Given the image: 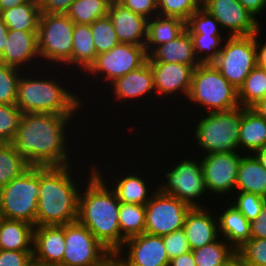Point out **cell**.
<instances>
[{
	"instance_id": "1",
	"label": "cell",
	"mask_w": 266,
	"mask_h": 266,
	"mask_svg": "<svg viewBox=\"0 0 266 266\" xmlns=\"http://www.w3.org/2000/svg\"><path fill=\"white\" fill-rule=\"evenodd\" d=\"M73 118L76 120L73 115L23 113L12 142L16 152L33 167L71 165L74 161L69 156L73 150L68 153L66 131Z\"/></svg>"
},
{
	"instance_id": "2",
	"label": "cell",
	"mask_w": 266,
	"mask_h": 266,
	"mask_svg": "<svg viewBox=\"0 0 266 266\" xmlns=\"http://www.w3.org/2000/svg\"><path fill=\"white\" fill-rule=\"evenodd\" d=\"M95 166L94 163L88 169L89 177H85L87 185L83 186V191L80 190L77 221L116 254L125 242L119 226L120 202L111 187L107 186L105 173Z\"/></svg>"
},
{
	"instance_id": "3",
	"label": "cell",
	"mask_w": 266,
	"mask_h": 266,
	"mask_svg": "<svg viewBox=\"0 0 266 266\" xmlns=\"http://www.w3.org/2000/svg\"><path fill=\"white\" fill-rule=\"evenodd\" d=\"M73 168L74 164L40 167L36 226L65 225L77 221L82 186L75 179L73 172L76 169Z\"/></svg>"
},
{
	"instance_id": "4",
	"label": "cell",
	"mask_w": 266,
	"mask_h": 266,
	"mask_svg": "<svg viewBox=\"0 0 266 266\" xmlns=\"http://www.w3.org/2000/svg\"><path fill=\"white\" fill-rule=\"evenodd\" d=\"M29 74L23 71L18 82L17 99L15 105L22 113H53L57 115H74L83 108V100L79 95L69 91L68 86L62 85L59 78L48 73L45 76L35 72ZM37 73V74H36ZM39 75V76H38ZM30 76V77H29ZM37 77V78H36ZM40 77V78H39ZM58 77V78H57ZM52 78V79H51ZM67 87V88H66Z\"/></svg>"
},
{
	"instance_id": "5",
	"label": "cell",
	"mask_w": 266,
	"mask_h": 266,
	"mask_svg": "<svg viewBox=\"0 0 266 266\" xmlns=\"http://www.w3.org/2000/svg\"><path fill=\"white\" fill-rule=\"evenodd\" d=\"M207 114V115H206ZM196 119L193 139L203 154L235 152L239 150V130L242 107L226 111L208 112ZM199 120V121H198ZM196 125V126H195Z\"/></svg>"
},
{
	"instance_id": "6",
	"label": "cell",
	"mask_w": 266,
	"mask_h": 266,
	"mask_svg": "<svg viewBox=\"0 0 266 266\" xmlns=\"http://www.w3.org/2000/svg\"><path fill=\"white\" fill-rule=\"evenodd\" d=\"M74 24L66 14L41 13L37 31L40 65L46 64V69L57 65V71L59 66L71 69Z\"/></svg>"
},
{
	"instance_id": "7",
	"label": "cell",
	"mask_w": 266,
	"mask_h": 266,
	"mask_svg": "<svg viewBox=\"0 0 266 266\" xmlns=\"http://www.w3.org/2000/svg\"><path fill=\"white\" fill-rule=\"evenodd\" d=\"M187 100L195 103V108L199 105L200 109L201 105L206 113L226 111L240 106L238 90L228 82L213 63L200 64L194 68Z\"/></svg>"
},
{
	"instance_id": "8",
	"label": "cell",
	"mask_w": 266,
	"mask_h": 266,
	"mask_svg": "<svg viewBox=\"0 0 266 266\" xmlns=\"http://www.w3.org/2000/svg\"><path fill=\"white\" fill-rule=\"evenodd\" d=\"M40 167L31 166L0 189V207L5 219L22 220L36 227Z\"/></svg>"
},
{
	"instance_id": "9",
	"label": "cell",
	"mask_w": 266,
	"mask_h": 266,
	"mask_svg": "<svg viewBox=\"0 0 266 266\" xmlns=\"http://www.w3.org/2000/svg\"><path fill=\"white\" fill-rule=\"evenodd\" d=\"M197 160L189 157L182 159V161L179 159V163L174 162V166L169 167L171 170L165 171L166 173L163 171L166 181L162 180L165 183L157 182V189L164 194L186 202L191 207H204L199 200L202 196H208V191L201 161Z\"/></svg>"
},
{
	"instance_id": "10",
	"label": "cell",
	"mask_w": 266,
	"mask_h": 266,
	"mask_svg": "<svg viewBox=\"0 0 266 266\" xmlns=\"http://www.w3.org/2000/svg\"><path fill=\"white\" fill-rule=\"evenodd\" d=\"M227 37L213 65L237 90L257 66L256 34Z\"/></svg>"
},
{
	"instance_id": "11",
	"label": "cell",
	"mask_w": 266,
	"mask_h": 266,
	"mask_svg": "<svg viewBox=\"0 0 266 266\" xmlns=\"http://www.w3.org/2000/svg\"><path fill=\"white\" fill-rule=\"evenodd\" d=\"M147 58L145 46L119 43L110 51L98 54L94 63L83 75H91L92 78H96L94 79L96 82L105 81L109 86L108 84L117 78L139 69L147 62Z\"/></svg>"
},
{
	"instance_id": "12",
	"label": "cell",
	"mask_w": 266,
	"mask_h": 266,
	"mask_svg": "<svg viewBox=\"0 0 266 266\" xmlns=\"http://www.w3.org/2000/svg\"><path fill=\"white\" fill-rule=\"evenodd\" d=\"M114 254L78 221L65 224L62 266H102Z\"/></svg>"
},
{
	"instance_id": "13",
	"label": "cell",
	"mask_w": 266,
	"mask_h": 266,
	"mask_svg": "<svg viewBox=\"0 0 266 266\" xmlns=\"http://www.w3.org/2000/svg\"><path fill=\"white\" fill-rule=\"evenodd\" d=\"M191 206L158 189L146 204L145 233L164 236L182 229Z\"/></svg>"
},
{
	"instance_id": "14",
	"label": "cell",
	"mask_w": 266,
	"mask_h": 266,
	"mask_svg": "<svg viewBox=\"0 0 266 266\" xmlns=\"http://www.w3.org/2000/svg\"><path fill=\"white\" fill-rule=\"evenodd\" d=\"M242 155V151L219 152L205 154L199 159L209 194L213 192L222 199L225 194L234 193Z\"/></svg>"
},
{
	"instance_id": "15",
	"label": "cell",
	"mask_w": 266,
	"mask_h": 266,
	"mask_svg": "<svg viewBox=\"0 0 266 266\" xmlns=\"http://www.w3.org/2000/svg\"><path fill=\"white\" fill-rule=\"evenodd\" d=\"M202 7L214 16L229 37L262 33L258 18L238 0H202Z\"/></svg>"
},
{
	"instance_id": "16",
	"label": "cell",
	"mask_w": 266,
	"mask_h": 266,
	"mask_svg": "<svg viewBox=\"0 0 266 266\" xmlns=\"http://www.w3.org/2000/svg\"><path fill=\"white\" fill-rule=\"evenodd\" d=\"M114 255L124 266H169L170 263L162 236L147 233L125 240Z\"/></svg>"
},
{
	"instance_id": "17",
	"label": "cell",
	"mask_w": 266,
	"mask_h": 266,
	"mask_svg": "<svg viewBox=\"0 0 266 266\" xmlns=\"http://www.w3.org/2000/svg\"><path fill=\"white\" fill-rule=\"evenodd\" d=\"M0 62L22 71H25V69L28 71L30 70V73L32 72L33 66L35 70L38 67L37 69L44 74L45 71H43V68L41 70L38 66L41 61L38 50L37 31L9 29L5 49L0 56ZM33 63L38 64L35 66Z\"/></svg>"
},
{
	"instance_id": "18",
	"label": "cell",
	"mask_w": 266,
	"mask_h": 266,
	"mask_svg": "<svg viewBox=\"0 0 266 266\" xmlns=\"http://www.w3.org/2000/svg\"><path fill=\"white\" fill-rule=\"evenodd\" d=\"M153 73L154 88L156 95L175 97L178 93L185 95L187 99L194 68L182 63L148 62Z\"/></svg>"
},
{
	"instance_id": "19",
	"label": "cell",
	"mask_w": 266,
	"mask_h": 266,
	"mask_svg": "<svg viewBox=\"0 0 266 266\" xmlns=\"http://www.w3.org/2000/svg\"><path fill=\"white\" fill-rule=\"evenodd\" d=\"M64 252L65 225L34 227L33 260L44 266H62Z\"/></svg>"
},
{
	"instance_id": "20",
	"label": "cell",
	"mask_w": 266,
	"mask_h": 266,
	"mask_svg": "<svg viewBox=\"0 0 266 266\" xmlns=\"http://www.w3.org/2000/svg\"><path fill=\"white\" fill-rule=\"evenodd\" d=\"M108 16L120 43L145 46L148 29L146 17L125 8L119 2H110Z\"/></svg>"
},
{
	"instance_id": "21",
	"label": "cell",
	"mask_w": 266,
	"mask_h": 266,
	"mask_svg": "<svg viewBox=\"0 0 266 266\" xmlns=\"http://www.w3.org/2000/svg\"><path fill=\"white\" fill-rule=\"evenodd\" d=\"M206 208L207 206L191 207L186 214L183 229L190 250L210 244L220 237L218 215L215 214V209L214 213L210 211L213 207Z\"/></svg>"
},
{
	"instance_id": "22",
	"label": "cell",
	"mask_w": 266,
	"mask_h": 266,
	"mask_svg": "<svg viewBox=\"0 0 266 266\" xmlns=\"http://www.w3.org/2000/svg\"><path fill=\"white\" fill-rule=\"evenodd\" d=\"M113 87V88H112ZM113 90L115 102L123 101L127 104L131 101L140 100V98L157 97L154 88L153 73L151 66L146 62L139 69L129 72L122 77L117 78L110 83V91ZM155 93V94H154ZM147 95V96H146ZM152 95V96H151ZM126 100V101H125Z\"/></svg>"
},
{
	"instance_id": "23",
	"label": "cell",
	"mask_w": 266,
	"mask_h": 266,
	"mask_svg": "<svg viewBox=\"0 0 266 266\" xmlns=\"http://www.w3.org/2000/svg\"><path fill=\"white\" fill-rule=\"evenodd\" d=\"M113 176H115L114 179L116 180L111 177L113 181L110 182L111 185H109V187H112L111 189L115 192L117 199L121 203L146 205L157 190V185L154 186V189V187H152L153 185L148 184L150 181H147L144 178L145 176H140L139 173L134 170L129 175L127 173L123 175L118 174V179L116 178L115 170V175ZM148 186L152 187L153 191L151 190L152 188Z\"/></svg>"
},
{
	"instance_id": "24",
	"label": "cell",
	"mask_w": 266,
	"mask_h": 266,
	"mask_svg": "<svg viewBox=\"0 0 266 266\" xmlns=\"http://www.w3.org/2000/svg\"><path fill=\"white\" fill-rule=\"evenodd\" d=\"M228 204L223 205L227 208H220L222 212H217L219 236L237 251L250 239V222L231 202Z\"/></svg>"
},
{
	"instance_id": "25",
	"label": "cell",
	"mask_w": 266,
	"mask_h": 266,
	"mask_svg": "<svg viewBox=\"0 0 266 266\" xmlns=\"http://www.w3.org/2000/svg\"><path fill=\"white\" fill-rule=\"evenodd\" d=\"M147 62L182 63L193 67L199 62L192 39L187 30L168 43L157 46L147 58Z\"/></svg>"
},
{
	"instance_id": "26",
	"label": "cell",
	"mask_w": 266,
	"mask_h": 266,
	"mask_svg": "<svg viewBox=\"0 0 266 266\" xmlns=\"http://www.w3.org/2000/svg\"><path fill=\"white\" fill-rule=\"evenodd\" d=\"M266 146V121L251 108L242 107L239 149L253 154ZM250 151V152H249Z\"/></svg>"
},
{
	"instance_id": "27",
	"label": "cell",
	"mask_w": 266,
	"mask_h": 266,
	"mask_svg": "<svg viewBox=\"0 0 266 266\" xmlns=\"http://www.w3.org/2000/svg\"><path fill=\"white\" fill-rule=\"evenodd\" d=\"M235 191L266 198V169L253 154H243L237 174Z\"/></svg>"
},
{
	"instance_id": "28",
	"label": "cell",
	"mask_w": 266,
	"mask_h": 266,
	"mask_svg": "<svg viewBox=\"0 0 266 266\" xmlns=\"http://www.w3.org/2000/svg\"><path fill=\"white\" fill-rule=\"evenodd\" d=\"M186 30V22L175 17L156 15L148 19L146 53L149 55L157 46L168 43Z\"/></svg>"
},
{
	"instance_id": "29",
	"label": "cell",
	"mask_w": 266,
	"mask_h": 266,
	"mask_svg": "<svg viewBox=\"0 0 266 266\" xmlns=\"http://www.w3.org/2000/svg\"><path fill=\"white\" fill-rule=\"evenodd\" d=\"M34 225L5 219L0 226V250L33 251Z\"/></svg>"
},
{
	"instance_id": "30",
	"label": "cell",
	"mask_w": 266,
	"mask_h": 266,
	"mask_svg": "<svg viewBox=\"0 0 266 266\" xmlns=\"http://www.w3.org/2000/svg\"><path fill=\"white\" fill-rule=\"evenodd\" d=\"M72 37L73 48L71 69L73 70L75 68L77 74L80 71V73L84 74L94 63L96 56L98 55L93 43L90 24H74Z\"/></svg>"
},
{
	"instance_id": "31",
	"label": "cell",
	"mask_w": 266,
	"mask_h": 266,
	"mask_svg": "<svg viewBox=\"0 0 266 266\" xmlns=\"http://www.w3.org/2000/svg\"><path fill=\"white\" fill-rule=\"evenodd\" d=\"M0 15L9 29L38 31L41 16L38 0H28L21 5L1 11Z\"/></svg>"
},
{
	"instance_id": "32",
	"label": "cell",
	"mask_w": 266,
	"mask_h": 266,
	"mask_svg": "<svg viewBox=\"0 0 266 266\" xmlns=\"http://www.w3.org/2000/svg\"><path fill=\"white\" fill-rule=\"evenodd\" d=\"M197 266H224L237 254L222 237L203 247L192 250Z\"/></svg>"
},
{
	"instance_id": "33",
	"label": "cell",
	"mask_w": 266,
	"mask_h": 266,
	"mask_svg": "<svg viewBox=\"0 0 266 266\" xmlns=\"http://www.w3.org/2000/svg\"><path fill=\"white\" fill-rule=\"evenodd\" d=\"M266 97V70L256 66L238 89V100L243 108H251Z\"/></svg>"
},
{
	"instance_id": "34",
	"label": "cell",
	"mask_w": 266,
	"mask_h": 266,
	"mask_svg": "<svg viewBox=\"0 0 266 266\" xmlns=\"http://www.w3.org/2000/svg\"><path fill=\"white\" fill-rule=\"evenodd\" d=\"M30 167L27 161L16 152L12 143L0 142V189Z\"/></svg>"
},
{
	"instance_id": "35",
	"label": "cell",
	"mask_w": 266,
	"mask_h": 266,
	"mask_svg": "<svg viewBox=\"0 0 266 266\" xmlns=\"http://www.w3.org/2000/svg\"><path fill=\"white\" fill-rule=\"evenodd\" d=\"M109 0H74L66 15L75 24H92L108 15Z\"/></svg>"
},
{
	"instance_id": "36",
	"label": "cell",
	"mask_w": 266,
	"mask_h": 266,
	"mask_svg": "<svg viewBox=\"0 0 266 266\" xmlns=\"http://www.w3.org/2000/svg\"><path fill=\"white\" fill-rule=\"evenodd\" d=\"M145 215L146 205L120 202L119 226L125 240L145 233Z\"/></svg>"
},
{
	"instance_id": "37",
	"label": "cell",
	"mask_w": 266,
	"mask_h": 266,
	"mask_svg": "<svg viewBox=\"0 0 266 266\" xmlns=\"http://www.w3.org/2000/svg\"><path fill=\"white\" fill-rule=\"evenodd\" d=\"M90 28L97 54L106 53L120 43L112 21L108 15L103 18L96 19L92 24H90Z\"/></svg>"
},
{
	"instance_id": "38",
	"label": "cell",
	"mask_w": 266,
	"mask_h": 266,
	"mask_svg": "<svg viewBox=\"0 0 266 266\" xmlns=\"http://www.w3.org/2000/svg\"><path fill=\"white\" fill-rule=\"evenodd\" d=\"M195 54L201 64L213 63L222 49L225 37L205 34H190Z\"/></svg>"
},
{
	"instance_id": "39",
	"label": "cell",
	"mask_w": 266,
	"mask_h": 266,
	"mask_svg": "<svg viewBox=\"0 0 266 266\" xmlns=\"http://www.w3.org/2000/svg\"><path fill=\"white\" fill-rule=\"evenodd\" d=\"M23 71L0 62V104H15Z\"/></svg>"
},
{
	"instance_id": "40",
	"label": "cell",
	"mask_w": 266,
	"mask_h": 266,
	"mask_svg": "<svg viewBox=\"0 0 266 266\" xmlns=\"http://www.w3.org/2000/svg\"><path fill=\"white\" fill-rule=\"evenodd\" d=\"M220 29V23L202 6L186 22V30L189 34L221 36Z\"/></svg>"
},
{
	"instance_id": "41",
	"label": "cell",
	"mask_w": 266,
	"mask_h": 266,
	"mask_svg": "<svg viewBox=\"0 0 266 266\" xmlns=\"http://www.w3.org/2000/svg\"><path fill=\"white\" fill-rule=\"evenodd\" d=\"M202 6V0H158V15L185 22Z\"/></svg>"
},
{
	"instance_id": "42",
	"label": "cell",
	"mask_w": 266,
	"mask_h": 266,
	"mask_svg": "<svg viewBox=\"0 0 266 266\" xmlns=\"http://www.w3.org/2000/svg\"><path fill=\"white\" fill-rule=\"evenodd\" d=\"M22 115L15 104H0V142H13Z\"/></svg>"
},
{
	"instance_id": "43",
	"label": "cell",
	"mask_w": 266,
	"mask_h": 266,
	"mask_svg": "<svg viewBox=\"0 0 266 266\" xmlns=\"http://www.w3.org/2000/svg\"><path fill=\"white\" fill-rule=\"evenodd\" d=\"M236 254L244 266H266V238H250Z\"/></svg>"
},
{
	"instance_id": "44",
	"label": "cell",
	"mask_w": 266,
	"mask_h": 266,
	"mask_svg": "<svg viewBox=\"0 0 266 266\" xmlns=\"http://www.w3.org/2000/svg\"><path fill=\"white\" fill-rule=\"evenodd\" d=\"M233 194H236L235 197L234 195L233 197L229 196L235 200L231 201V204H233L249 222L255 220L262 211L265 198L253 193L241 191H235Z\"/></svg>"
},
{
	"instance_id": "45",
	"label": "cell",
	"mask_w": 266,
	"mask_h": 266,
	"mask_svg": "<svg viewBox=\"0 0 266 266\" xmlns=\"http://www.w3.org/2000/svg\"><path fill=\"white\" fill-rule=\"evenodd\" d=\"M169 260L190 251L184 229L162 236Z\"/></svg>"
},
{
	"instance_id": "46",
	"label": "cell",
	"mask_w": 266,
	"mask_h": 266,
	"mask_svg": "<svg viewBox=\"0 0 266 266\" xmlns=\"http://www.w3.org/2000/svg\"><path fill=\"white\" fill-rule=\"evenodd\" d=\"M119 3L147 19L158 15V0H120Z\"/></svg>"
},
{
	"instance_id": "47",
	"label": "cell",
	"mask_w": 266,
	"mask_h": 266,
	"mask_svg": "<svg viewBox=\"0 0 266 266\" xmlns=\"http://www.w3.org/2000/svg\"><path fill=\"white\" fill-rule=\"evenodd\" d=\"M33 251L0 250V266H27Z\"/></svg>"
},
{
	"instance_id": "48",
	"label": "cell",
	"mask_w": 266,
	"mask_h": 266,
	"mask_svg": "<svg viewBox=\"0 0 266 266\" xmlns=\"http://www.w3.org/2000/svg\"><path fill=\"white\" fill-rule=\"evenodd\" d=\"M74 0H38L41 13L66 14Z\"/></svg>"
},
{
	"instance_id": "49",
	"label": "cell",
	"mask_w": 266,
	"mask_h": 266,
	"mask_svg": "<svg viewBox=\"0 0 266 266\" xmlns=\"http://www.w3.org/2000/svg\"><path fill=\"white\" fill-rule=\"evenodd\" d=\"M252 239L266 238V198L262 205V211L259 216L250 222Z\"/></svg>"
},
{
	"instance_id": "50",
	"label": "cell",
	"mask_w": 266,
	"mask_h": 266,
	"mask_svg": "<svg viewBox=\"0 0 266 266\" xmlns=\"http://www.w3.org/2000/svg\"><path fill=\"white\" fill-rule=\"evenodd\" d=\"M256 18L266 8V0H238Z\"/></svg>"
},
{
	"instance_id": "51",
	"label": "cell",
	"mask_w": 266,
	"mask_h": 266,
	"mask_svg": "<svg viewBox=\"0 0 266 266\" xmlns=\"http://www.w3.org/2000/svg\"><path fill=\"white\" fill-rule=\"evenodd\" d=\"M169 266H197L192 254V250L181 254L170 260Z\"/></svg>"
},
{
	"instance_id": "52",
	"label": "cell",
	"mask_w": 266,
	"mask_h": 266,
	"mask_svg": "<svg viewBox=\"0 0 266 266\" xmlns=\"http://www.w3.org/2000/svg\"><path fill=\"white\" fill-rule=\"evenodd\" d=\"M260 33L256 34V48H257V66L266 70V41H261L258 36Z\"/></svg>"
},
{
	"instance_id": "53",
	"label": "cell",
	"mask_w": 266,
	"mask_h": 266,
	"mask_svg": "<svg viewBox=\"0 0 266 266\" xmlns=\"http://www.w3.org/2000/svg\"><path fill=\"white\" fill-rule=\"evenodd\" d=\"M8 32L9 28L7 27L0 15V56L2 55L5 49V43L7 41Z\"/></svg>"
},
{
	"instance_id": "54",
	"label": "cell",
	"mask_w": 266,
	"mask_h": 266,
	"mask_svg": "<svg viewBox=\"0 0 266 266\" xmlns=\"http://www.w3.org/2000/svg\"><path fill=\"white\" fill-rule=\"evenodd\" d=\"M251 109L266 121V97L258 101Z\"/></svg>"
},
{
	"instance_id": "55",
	"label": "cell",
	"mask_w": 266,
	"mask_h": 266,
	"mask_svg": "<svg viewBox=\"0 0 266 266\" xmlns=\"http://www.w3.org/2000/svg\"><path fill=\"white\" fill-rule=\"evenodd\" d=\"M26 1L28 0H0V12L21 5Z\"/></svg>"
},
{
	"instance_id": "56",
	"label": "cell",
	"mask_w": 266,
	"mask_h": 266,
	"mask_svg": "<svg viewBox=\"0 0 266 266\" xmlns=\"http://www.w3.org/2000/svg\"><path fill=\"white\" fill-rule=\"evenodd\" d=\"M260 164L266 169V146L253 153Z\"/></svg>"
},
{
	"instance_id": "57",
	"label": "cell",
	"mask_w": 266,
	"mask_h": 266,
	"mask_svg": "<svg viewBox=\"0 0 266 266\" xmlns=\"http://www.w3.org/2000/svg\"><path fill=\"white\" fill-rule=\"evenodd\" d=\"M102 266H124L116 257L113 255L104 265Z\"/></svg>"
},
{
	"instance_id": "58",
	"label": "cell",
	"mask_w": 266,
	"mask_h": 266,
	"mask_svg": "<svg viewBox=\"0 0 266 266\" xmlns=\"http://www.w3.org/2000/svg\"><path fill=\"white\" fill-rule=\"evenodd\" d=\"M224 266H244L241 259L236 255L232 260H230Z\"/></svg>"
},
{
	"instance_id": "59",
	"label": "cell",
	"mask_w": 266,
	"mask_h": 266,
	"mask_svg": "<svg viewBox=\"0 0 266 266\" xmlns=\"http://www.w3.org/2000/svg\"><path fill=\"white\" fill-rule=\"evenodd\" d=\"M27 266H44V265L32 259Z\"/></svg>"
},
{
	"instance_id": "60",
	"label": "cell",
	"mask_w": 266,
	"mask_h": 266,
	"mask_svg": "<svg viewBox=\"0 0 266 266\" xmlns=\"http://www.w3.org/2000/svg\"><path fill=\"white\" fill-rule=\"evenodd\" d=\"M4 220H5V216H4V213L0 207V226L2 225Z\"/></svg>"
},
{
	"instance_id": "61",
	"label": "cell",
	"mask_w": 266,
	"mask_h": 266,
	"mask_svg": "<svg viewBox=\"0 0 266 266\" xmlns=\"http://www.w3.org/2000/svg\"><path fill=\"white\" fill-rule=\"evenodd\" d=\"M110 2H119L120 0H109Z\"/></svg>"
}]
</instances>
